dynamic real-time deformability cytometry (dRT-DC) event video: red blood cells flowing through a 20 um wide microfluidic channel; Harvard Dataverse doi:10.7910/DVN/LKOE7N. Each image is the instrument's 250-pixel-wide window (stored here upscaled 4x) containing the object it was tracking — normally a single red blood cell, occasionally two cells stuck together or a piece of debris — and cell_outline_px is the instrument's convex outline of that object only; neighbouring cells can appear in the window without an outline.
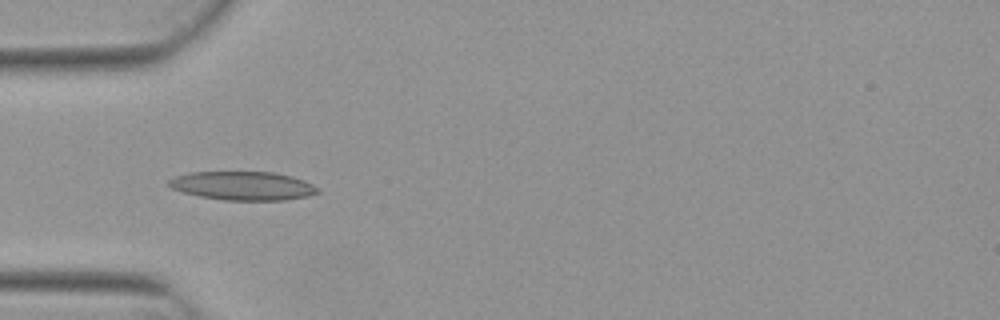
{"species": "Egyptian fruit bat (a non-hibernating species)", "species_latin": "Rousettus aegyptiacus", "temperature_condition": "warm", "stored_images_in_passage": 6, "camera_frame_rate_fps": 3000, "um_per_image_px": 0.085, "animal": {"sex": "female"}, "frame": {"image": 1, "passage_image": 5, "time_ms": 1.333, "image_size_px": [1000, 320], "cell_outline_px": [[320, 192], [308, 196], [284, 200], [224, 200], [200, 196], [184, 192], [172, 188], [168, 184], [168, 180], [176, 176], [188, 172], [272, 172], [292, 176], [304, 180], [320, 188]], "centroid_in_image_um": [20.67, 15.79], "position_along_channel_um": 64.3, "area_um2": 24.85}}
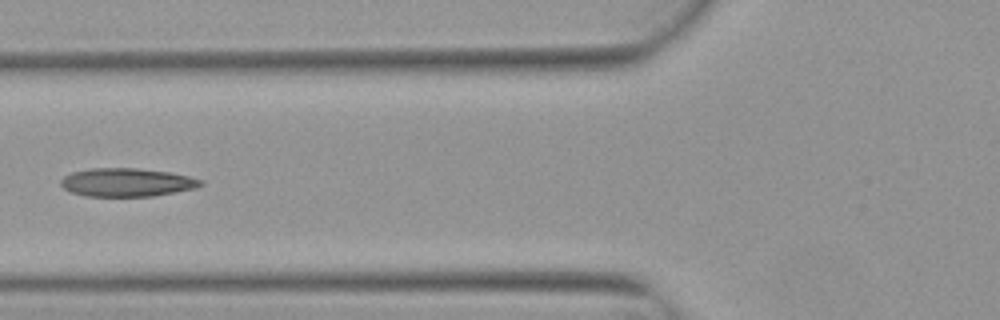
{"frame": {"image": 2, "passage_image": 6, "time_ms": 1.667, "image_size_px": [1000, 320], "cell_outline_px": [[204, 184], [196, 188], [152, 196], [84, 196], [72, 192], [64, 188], [60, 184], [60, 180], [64, 176], [72, 172], [92, 168], [136, 168], [172, 172], [204, 180]], "centroid_in_image_um": [10.8, 15.49], "position_along_channel_um": 115.0, "area_um2": 23.18}}